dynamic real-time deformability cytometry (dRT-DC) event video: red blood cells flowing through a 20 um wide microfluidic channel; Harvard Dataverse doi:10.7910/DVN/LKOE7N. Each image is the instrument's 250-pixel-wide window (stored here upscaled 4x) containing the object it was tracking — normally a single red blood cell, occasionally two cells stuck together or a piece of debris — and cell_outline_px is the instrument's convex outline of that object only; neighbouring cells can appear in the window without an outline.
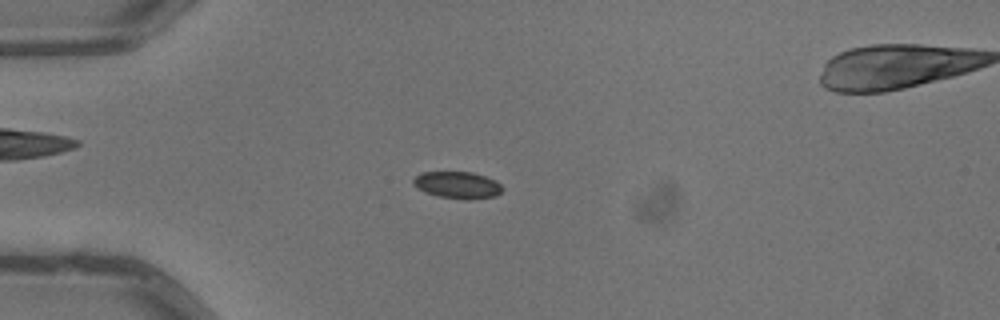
{"species": "common noctule bat (a hibernating species)", "species_latin": "Nyctalus noctula", "temperature_condition": "warm", "stored_images_in_passage": 4, "camera_frame_rate_fps": 3000, "um_per_image_px": 0.085, "animal": {"sex": "male", "body_mass_g": 13.3}, "frame": {"image": 1, "passage_image": 3, "time_ms": 0.667, "image_size_px": [1000, 320], "cell_outline_px": [[504, 188], [496, 196], [468, 200], [464, 200], [440, 196], [424, 192], [416, 188], [412, 184], [412, 180], [420, 172], [472, 172], [496, 180]], "centroid_in_image_um": [38.87, 15.73], "position_along_channel_um": 46.1, "area_um2": 14.1}}